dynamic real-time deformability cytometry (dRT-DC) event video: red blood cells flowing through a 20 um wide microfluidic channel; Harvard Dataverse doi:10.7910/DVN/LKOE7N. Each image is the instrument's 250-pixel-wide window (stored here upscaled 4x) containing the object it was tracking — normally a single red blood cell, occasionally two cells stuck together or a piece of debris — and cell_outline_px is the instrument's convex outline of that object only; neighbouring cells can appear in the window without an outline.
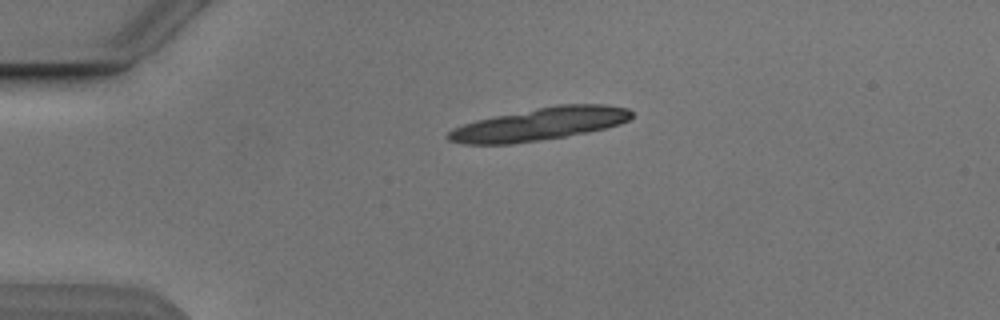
{"species": "Egyptian fruit bat (a non-hibernating species)", "species_latin": "Rousettus aegyptiacus", "temperature_condition": "cold", "stored_images_in_passage": 2, "camera_frame_rate_fps": 3000, "um_per_image_px": 0.085, "animal": {"sex": "male"}, "frame": {"image": 1, "passage_image": 1, "time_ms": 0.0, "image_size_px": [1000, 320], "cell_outline_px": [[632, 116], [628, 120], [620, 124], [588, 132], [564, 136], [512, 144], [464, 144], [448, 140], [444, 136], [452, 128], [476, 120], [496, 116], [560, 104], [604, 104], [628, 108], [632, 112]], "centroid_in_image_um": [45.86, 10.55], "position_along_channel_um": 39.1, "area_um2": 34.56}}